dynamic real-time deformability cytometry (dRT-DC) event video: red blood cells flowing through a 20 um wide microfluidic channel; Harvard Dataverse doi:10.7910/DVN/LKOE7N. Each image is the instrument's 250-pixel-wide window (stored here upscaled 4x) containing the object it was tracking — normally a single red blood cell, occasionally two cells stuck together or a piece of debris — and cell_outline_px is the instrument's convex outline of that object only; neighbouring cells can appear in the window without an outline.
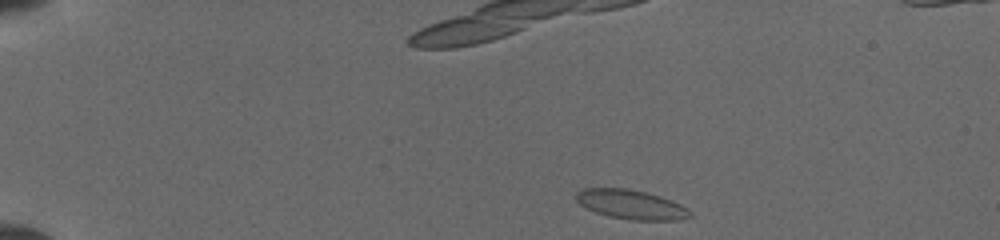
{"species": "common noctule bat (a hibernating species)", "species_latin": "Nyctalus noctula", "temperature_condition": "cold", "stored_images_in_passage": 10, "camera_frame_rate_fps": 3000, "um_per_image_px": 0.085, "animal": {"sex": "female", "body_mass_g": 19.5, "forearm_length_mm": 54.1}, "frame": {"image": 1, "passage_image": 1, "time_ms": 0.0, "image_size_px": [1000, 240], "cell_outline_px": [[692, 216], [680, 220], [632, 220], [608, 216], [596, 212], [580, 204], [576, 200], [576, 192], [580, 188], [628, 188], [660, 196], [672, 200], [688, 208], [692, 212]], "centroid_in_image_um": [53.66, 17.38], "position_along_channel_um": 31.3, "area_um2": 19.54}}